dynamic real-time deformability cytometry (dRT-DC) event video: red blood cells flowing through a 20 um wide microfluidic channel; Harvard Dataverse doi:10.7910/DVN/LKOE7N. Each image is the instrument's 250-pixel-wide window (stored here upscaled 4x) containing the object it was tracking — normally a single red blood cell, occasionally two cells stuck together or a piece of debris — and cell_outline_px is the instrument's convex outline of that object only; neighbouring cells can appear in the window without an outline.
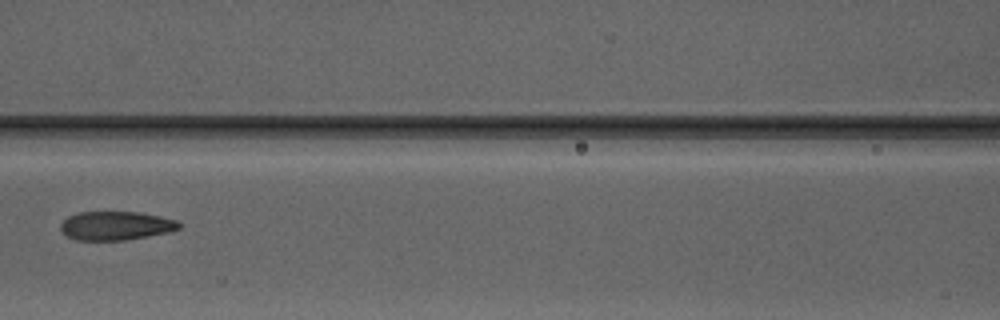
{"species": "Egyptian fruit bat (a non-hibernating species)", "species_latin": "Rousettus aegyptiacus", "temperature_condition": "warm", "stored_images_in_passage": 4, "camera_frame_rate_fps": 3000, "um_per_image_px": 0.085, "animal": {"sex": "male"}, "frame": {"image": 1, "passage_image": 4, "time_ms": 3.667, "image_size_px": [1000, 320], "cell_outline_px": [[180, 228], [168, 232], [148, 236], [124, 240], [76, 240], [68, 236], [60, 228], [60, 224], [68, 216], [80, 212], [140, 212], [160, 216], [176, 220], [180, 224]], "centroid_in_image_um": [9.85, 19.18], "position_along_channel_um": 156.8, "area_um2": 19.71}}